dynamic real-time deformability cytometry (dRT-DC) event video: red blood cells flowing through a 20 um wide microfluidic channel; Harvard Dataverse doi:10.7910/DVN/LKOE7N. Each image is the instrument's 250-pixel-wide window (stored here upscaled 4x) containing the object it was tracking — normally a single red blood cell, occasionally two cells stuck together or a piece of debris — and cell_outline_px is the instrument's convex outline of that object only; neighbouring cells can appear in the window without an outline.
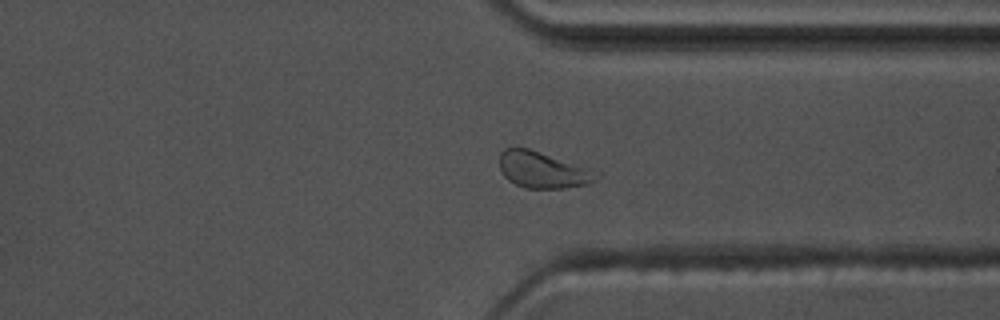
{"species": "common noctule bat (a hibernating species)", "species_latin": "Nyctalus noctula", "temperature_condition": "warm", "stored_images_in_passage": 53, "camera_frame_rate_fps": 3000, "um_per_image_px": 0.085, "animal": {"sex": "male", "body_mass_g": 17.5, "forearm_length_mm": 52.3}, "frame": {"image": 1, "passage_image": 38, "time_ms": 12.333, "image_size_px": [1000, 320], "cell_outline_px": [[604, 172], [596, 180], [588, 184], [564, 188], [524, 188], [508, 180], [504, 176], [500, 168], [500, 152], [504, 148], [528, 148]], "centroid_in_image_um": [46.2, 14.45], "position_along_channel_um": 365.2, "area_um2": 20.81}, "authors_computed_cell_mechanics": {"area_um2": 21.2126, "velocity_mm_per_s": 3.5316, "shape_relaxation_time_tau1_ms": 5.1554, "shape_relaxation_time_tau2_ms": 0.8231, "deformation_change_tau1": 0.1239, "deformation_change_tau2": 0.0546}}